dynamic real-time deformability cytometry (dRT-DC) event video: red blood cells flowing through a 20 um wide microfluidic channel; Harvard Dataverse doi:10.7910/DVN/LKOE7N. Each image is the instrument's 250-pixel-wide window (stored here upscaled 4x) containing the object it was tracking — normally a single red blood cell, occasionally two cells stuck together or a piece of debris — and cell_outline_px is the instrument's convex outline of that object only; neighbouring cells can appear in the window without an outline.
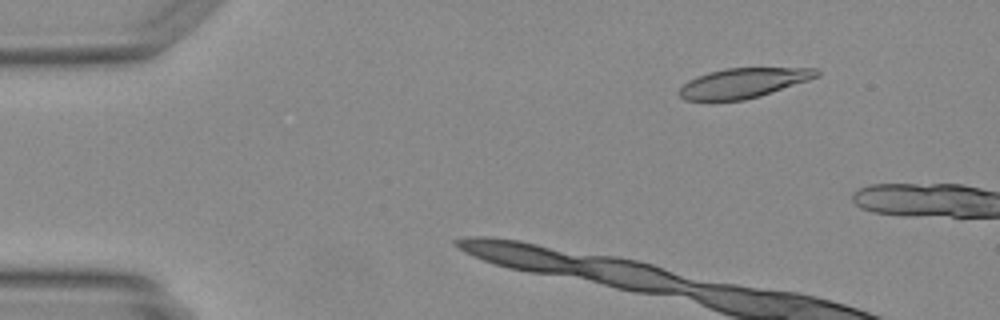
{"species": "Egyptian fruit bat (a non-hibernating species)", "species_latin": "Rousettus aegyptiacus", "temperature_condition": "warm", "stored_images_in_passage": 5, "camera_frame_rate_fps": 3000, "um_per_image_px": 0.085, "animal": {"sex": "female"}, "frame": {"image": 1, "passage_image": 3, "time_ms": 0.667, "image_size_px": [1000, 320], "cell_outline_px": [[820, 76], [760, 96], [744, 100], [684, 100], [676, 92], [688, 80], [696, 76], [708, 72], [724, 68], [816, 68], [820, 72]], "centroid_in_image_um": [63.16, 7.05], "position_along_channel_um": 21.8, "area_um2": 23.81}}